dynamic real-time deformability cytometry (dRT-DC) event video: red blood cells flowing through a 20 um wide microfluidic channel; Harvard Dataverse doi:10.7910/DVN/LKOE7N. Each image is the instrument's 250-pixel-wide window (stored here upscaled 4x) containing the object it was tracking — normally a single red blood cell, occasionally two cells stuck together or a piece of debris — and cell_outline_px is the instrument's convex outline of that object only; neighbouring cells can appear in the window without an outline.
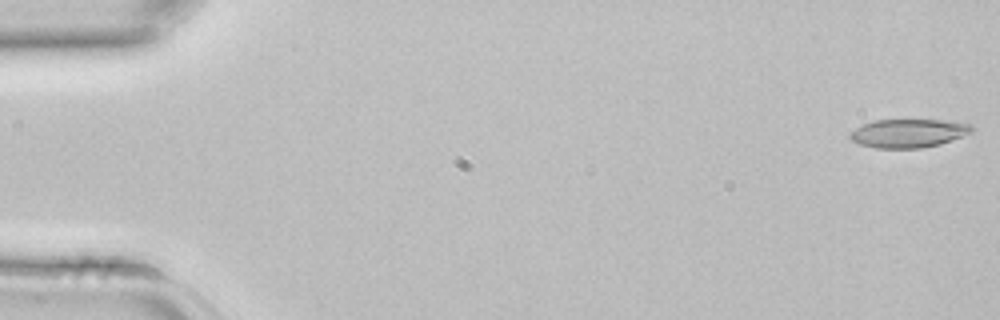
{"species": "common noctule bat (a hibernating species)", "species_latin": "Nyctalus noctula", "temperature_condition": "room temperature", "stored_images_in_passage": 4, "camera_frame_rate_fps": 3000, "um_per_image_px": 0.085, "animal": {"sex": "female", "body_mass_g": 22.7, "forearm_length_mm": 54.2}, "frame": {"image": 1, "passage_image": 1, "time_ms": 0.0, "image_size_px": [1000, 320], "cell_outline_px": [[972, 132], [940, 144], [920, 148], [876, 148], [860, 144], [852, 140], [848, 136], [848, 132], [864, 124], [876, 120], [944, 120], [972, 124]], "centroid_in_image_um": [77.19, 11.32], "position_along_channel_um": 7.8, "area_um2": 20.11}}
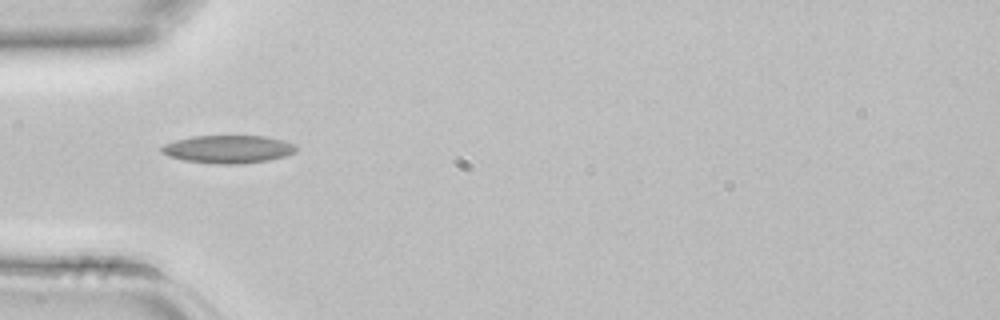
{"frame": {"image": 2, "passage_image": 4, "time_ms": 1.0, "image_size_px": [1000, 320], "cell_outline_px": [[296, 152], [284, 156], [268, 160], [240, 164], [216, 164], [184, 160], [168, 156], [160, 152], [160, 148], [164, 144], [176, 140], [192, 136], [264, 136], [284, 140], [296, 144]], "centroid_in_image_um": [19.39, 12.68], "position_along_channel_um": 65.6, "area_um2": 21.96}}